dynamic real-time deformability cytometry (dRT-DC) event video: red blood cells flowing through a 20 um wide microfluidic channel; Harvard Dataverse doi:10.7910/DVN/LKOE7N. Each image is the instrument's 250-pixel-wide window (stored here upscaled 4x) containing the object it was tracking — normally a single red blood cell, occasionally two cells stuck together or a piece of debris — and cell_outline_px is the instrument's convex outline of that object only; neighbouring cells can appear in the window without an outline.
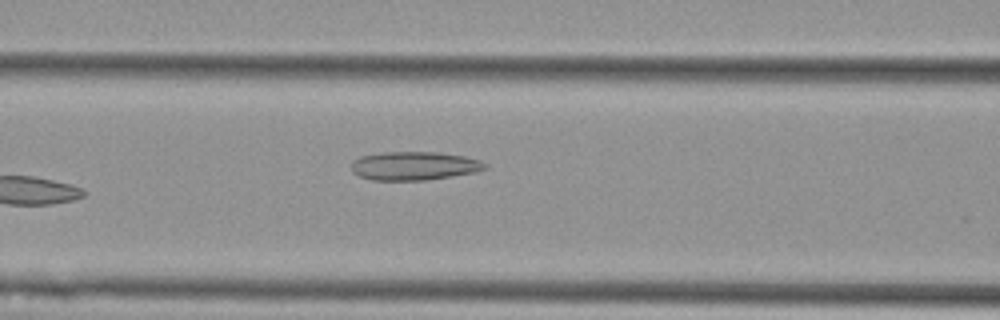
{"species": "Egyptian fruit bat (a non-hibernating species)", "species_latin": "Rousettus aegyptiacus", "temperature_condition": "cold", "stored_images_in_passage": 6, "camera_frame_rate_fps": 3000, "um_per_image_px": 0.085, "animal": {"sex": "female"}, "frame": {"image": 1, "passage_image": 6, "time_ms": 1.667, "image_size_px": [1000, 320], "cell_outline_px": [[488, 168], [476, 172], [452, 176], [424, 180], [372, 180], [360, 176], [352, 172], [352, 160], [360, 156], [384, 152], [440, 152], [464, 156], [480, 160], [488, 164]], "centroid_in_image_um": [35.23, 14.09], "position_along_channel_um": 131.4, "area_um2": 22.37}}